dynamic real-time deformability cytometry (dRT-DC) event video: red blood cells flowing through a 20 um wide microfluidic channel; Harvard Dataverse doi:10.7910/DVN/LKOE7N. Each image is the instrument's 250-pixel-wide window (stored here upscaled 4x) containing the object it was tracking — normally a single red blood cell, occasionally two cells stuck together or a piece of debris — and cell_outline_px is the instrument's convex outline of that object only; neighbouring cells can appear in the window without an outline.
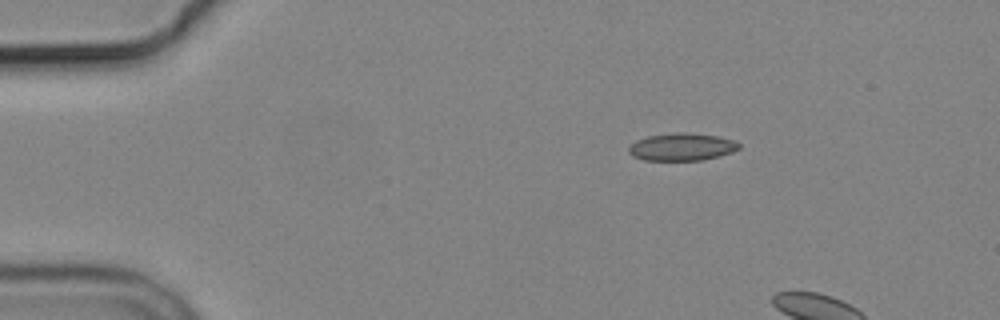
{"species": "common noctule bat (a hibernating species)", "species_latin": "Nyctalus noctula", "temperature_condition": "cold", "stored_images_in_passage": 2, "camera_frame_rate_fps": 3000, "um_per_image_px": 0.085, "animal": {"sex": "male", "body_mass_g": 19.2, "forearm_length_mm": 51.8}, "frame": {"image": 1, "passage_image": 1, "time_ms": 0.0, "image_size_px": [1000, 320], "cell_outline_px": [[740, 148], [732, 152], [700, 160], [644, 160], [632, 156], [628, 152], [628, 148], [636, 140], [648, 136], [676, 132], [684, 132], [716, 136], [732, 140], [740, 144]], "centroid_in_image_um": [57.92, 12.48], "position_along_channel_um": 27.1, "area_um2": 17.46}}